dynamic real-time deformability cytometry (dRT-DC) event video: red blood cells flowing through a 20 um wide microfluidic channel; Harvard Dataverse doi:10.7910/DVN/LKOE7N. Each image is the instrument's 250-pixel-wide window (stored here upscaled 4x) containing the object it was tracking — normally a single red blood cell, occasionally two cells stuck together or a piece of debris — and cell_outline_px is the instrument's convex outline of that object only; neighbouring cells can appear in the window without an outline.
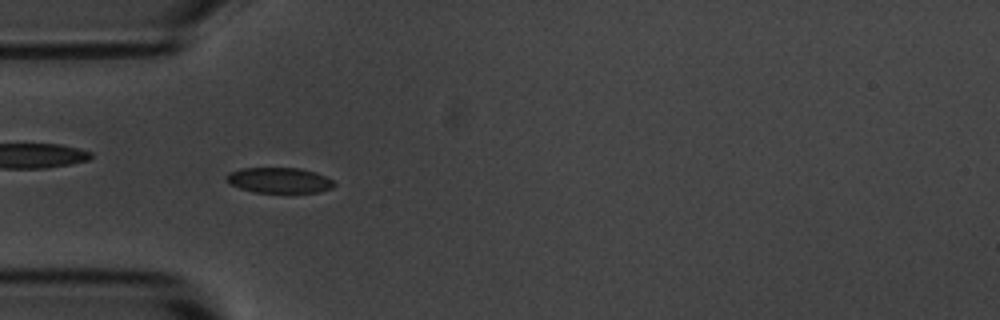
{"species": "common noctule bat (a hibernating species)", "species_latin": "Nyctalus noctula", "temperature_condition": "room temperature", "stored_images_in_passage": 6, "camera_frame_rate_fps": 3000, "um_per_image_px": 0.085, "animal": {"sex": "male", "body_mass_g": 20.1, "forearm_length_mm": 53.5}, "frame": {"image": 1, "passage_image": 5, "time_ms": 5.0, "image_size_px": [1000, 320], "cell_outline_px": [[336, 184], [332, 188], [320, 192], [256, 192], [240, 188], [232, 184], [224, 176], [228, 172], [240, 168], [300, 168], [316, 172], [332, 180]], "centroid_in_image_um": [23.74, 15.31], "position_along_channel_um": 61.3, "area_um2": 15.9}}